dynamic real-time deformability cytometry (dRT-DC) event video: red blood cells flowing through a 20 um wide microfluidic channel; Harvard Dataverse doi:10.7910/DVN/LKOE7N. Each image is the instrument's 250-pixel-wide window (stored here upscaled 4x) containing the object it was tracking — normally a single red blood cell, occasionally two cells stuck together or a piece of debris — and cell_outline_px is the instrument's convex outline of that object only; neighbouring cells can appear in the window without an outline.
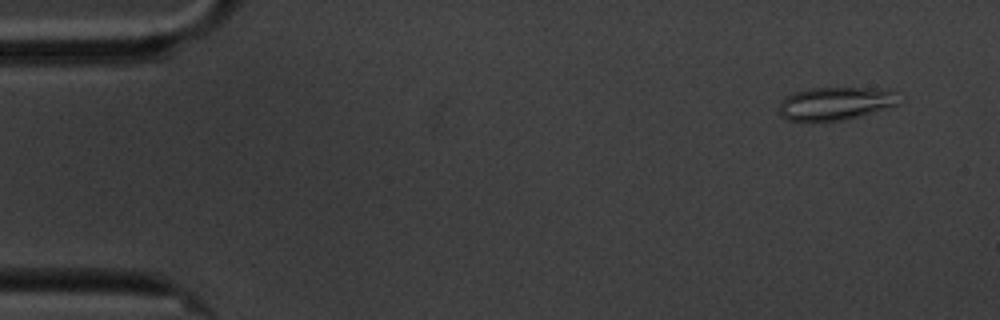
{"species": "common noctule bat (a hibernating species)", "species_latin": "Nyctalus noctula", "temperature_condition": "cold", "stored_images_in_passage": 59, "camera_frame_rate_fps": 3000, "um_per_image_px": 0.085, "animal": {"sex": "male", "body_mass_g": 20.1, "forearm_length_mm": 53.5}, "frame": {"image": 1, "passage_image": 4, "time_ms": 1.0, "image_size_px": [1000, 320], "cell_outline_px": [[896, 104], [888, 108], [844, 120], [788, 120], [780, 116], [776, 112], [780, 100], [784, 96], [792, 92], [812, 88], [888, 88], [896, 92]], "centroid_in_image_um": [70.94, 8.78], "position_along_channel_um": 14.1, "area_um2": 23.18}}
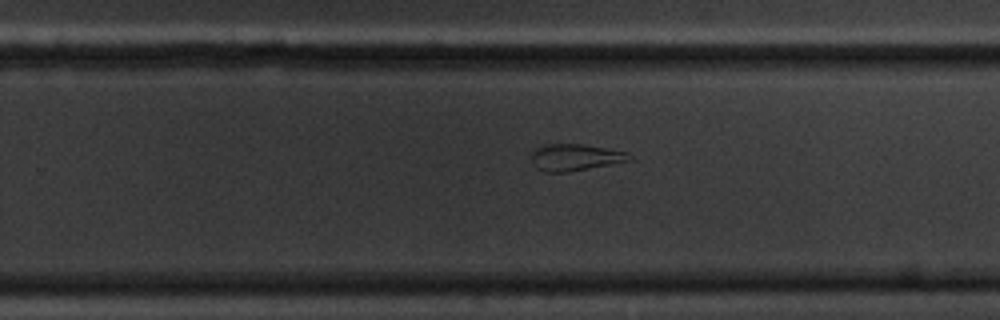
{"frame": {"image": 2, "passage_image": 37, "time_ms": 12.0, "image_size_px": [1000, 320], "cell_outline_px": [[636, 160], [568, 172], [544, 172], [536, 168], [532, 164], [532, 152], [536, 148], [544, 144], [580, 144], [604, 148], [624, 152]], "centroid_in_image_um": [48.87, 13.39], "position_along_channel_um": 280.9, "area_um2": 15.26}}
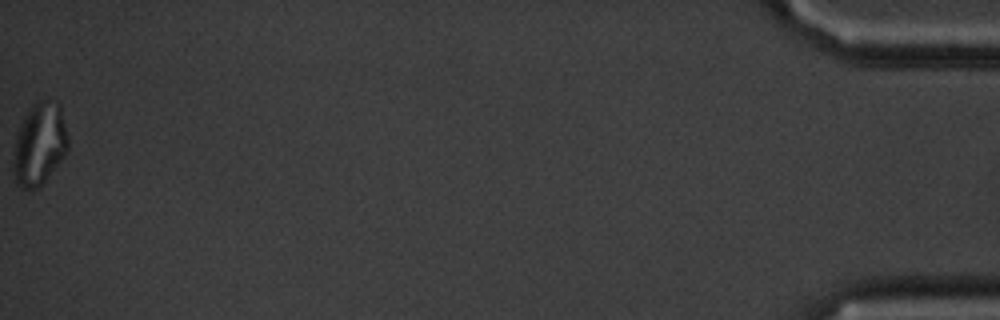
{"frame": {"image": 3, "passage_image": 59, "time_ms": 19.333, "image_size_px": [1000, 320], "cell_outline_px": [[68, 148], [60, 160], [44, 180], [32, 192], [20, 188], [16, 184], [12, 176], [12, 164], [16, 132], [24, 116], [32, 104], [36, 100], [56, 100], [60, 104], [68, 140]], "centroid_in_image_um": [3.3, 12.25], "position_along_channel_um": 431.9, "area_um2": 26.53}, "authors_computed_cell_mechanics": {"area_um2": 21.5594, "velocity_mm_per_s": 3.3975, "shape_relaxation_time_tau1_ms": null, "shape_relaxation_time_tau2_ms": 1.7892, "deformation_change_tau1": null, "deformation_change_tau2": 0.1081}}